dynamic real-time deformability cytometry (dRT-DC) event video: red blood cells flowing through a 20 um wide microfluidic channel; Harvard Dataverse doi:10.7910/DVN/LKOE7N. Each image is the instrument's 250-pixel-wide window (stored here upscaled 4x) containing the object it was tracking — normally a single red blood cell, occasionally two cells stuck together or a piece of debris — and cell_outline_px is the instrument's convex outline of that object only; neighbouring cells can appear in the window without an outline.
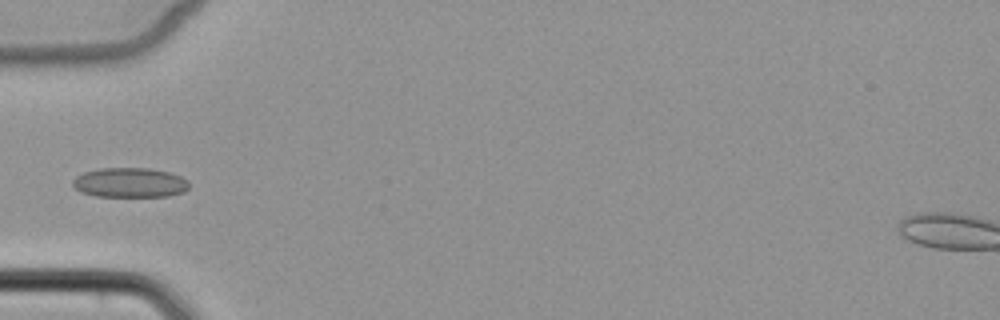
{"species": "common noctule bat (a hibernating species)", "species_latin": "Nyctalus noctula", "temperature_condition": "cold", "stored_images_in_passage": 5, "camera_frame_rate_fps": 3000, "um_per_image_px": 0.085, "animal": {"sex": "female", "body_mass_g": 22.7, "forearm_length_mm": 54.2}, "frame": {"image": 1, "passage_image": 5, "time_ms": 4.667, "image_size_px": [1000, 320], "cell_outline_px": [[188, 188], [184, 192], [168, 196], [96, 196], [80, 192], [72, 184], [72, 180], [76, 176], [84, 172], [100, 168], [148, 168], [168, 172], [180, 176], [188, 180]], "centroid_in_image_um": [11.02, 15.52], "position_along_channel_um": 74.0, "area_um2": 20.11}}